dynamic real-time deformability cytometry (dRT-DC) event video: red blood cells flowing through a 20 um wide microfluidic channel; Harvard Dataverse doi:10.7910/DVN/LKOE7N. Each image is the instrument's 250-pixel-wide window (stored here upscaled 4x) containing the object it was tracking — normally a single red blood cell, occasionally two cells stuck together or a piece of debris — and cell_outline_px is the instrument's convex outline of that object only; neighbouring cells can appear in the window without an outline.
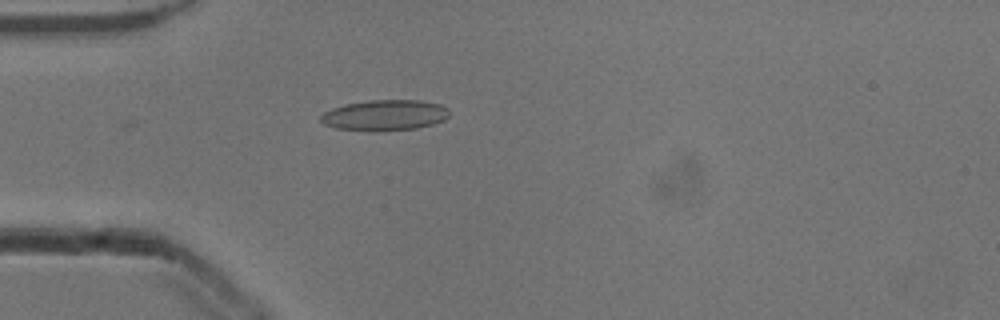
{"species": "common noctule bat (a hibernating species)", "species_latin": "Nyctalus noctula", "temperature_condition": "cold", "stored_images_in_passage": 37, "camera_frame_rate_fps": 3000, "um_per_image_px": 0.085, "animal": {"sex": "male", "body_mass_g": 13.3}, "frame": {"image": 1, "passage_image": 1, "time_ms": 0.0, "image_size_px": [1000, 320], "cell_outline_px": [[448, 116], [444, 120], [432, 124], [416, 128], [380, 132], [376, 132], [336, 128], [324, 124], [320, 120], [320, 116], [324, 112], [332, 108], [344, 104], [368, 100], [420, 100], [440, 104], [448, 108]], "centroid_in_image_um": [32.69, 9.8], "position_along_channel_um": 52.3, "area_um2": 23.24}}
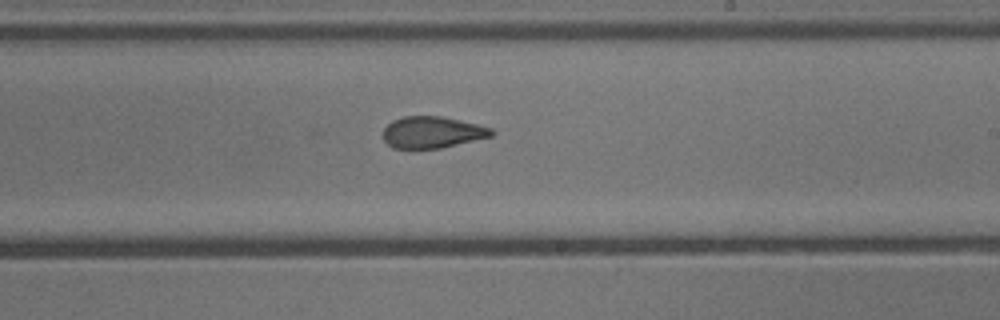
{"frame": {"image": 2, "passage_image": 17, "time_ms": 5.333, "image_size_px": [1000, 320], "cell_outline_px": [[496, 132], [492, 136], [440, 148], [392, 148], [384, 140], [384, 128], [392, 120], [404, 116], [440, 116], [476, 124], [492, 128]], "centroid_in_image_um": [36.74, 11.24], "position_along_channel_um": 252.3, "area_um2": 19.77}}
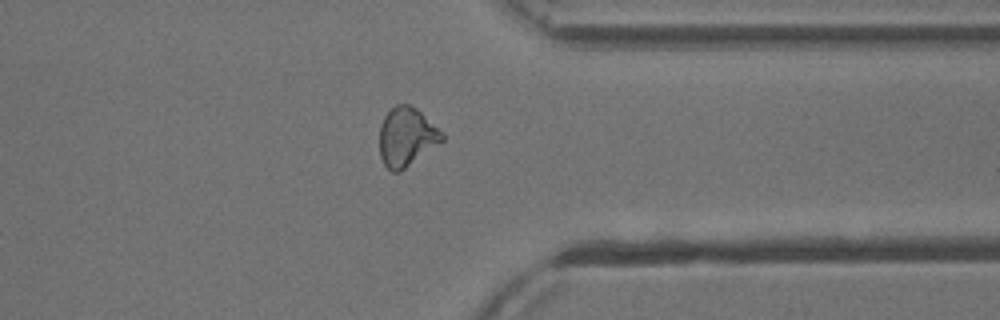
{"frame": {"image": 3, "passage_image": 27, "time_ms": 8.667, "image_size_px": [1000, 320], "cell_outline_px": [[444, 140], [400, 172], [392, 172], [384, 164], [380, 156], [380, 124], [384, 116], [396, 104], [408, 104], [416, 108], [444, 132]], "centroid_in_image_um": [34.56, 11.63], "position_along_channel_um": 376.8, "area_um2": 21.44}, "authors_computed_cell_mechanics": {"area_um2": 21.0392, "velocity_mm_per_s": 3.9027, "shape_relaxation_time_tau1_ms": 8.2752, "shape_relaxation_time_tau2_ms": 1.5187, "deformation_change_tau1": 0.179, "deformation_change_tau2": 0.0728}}